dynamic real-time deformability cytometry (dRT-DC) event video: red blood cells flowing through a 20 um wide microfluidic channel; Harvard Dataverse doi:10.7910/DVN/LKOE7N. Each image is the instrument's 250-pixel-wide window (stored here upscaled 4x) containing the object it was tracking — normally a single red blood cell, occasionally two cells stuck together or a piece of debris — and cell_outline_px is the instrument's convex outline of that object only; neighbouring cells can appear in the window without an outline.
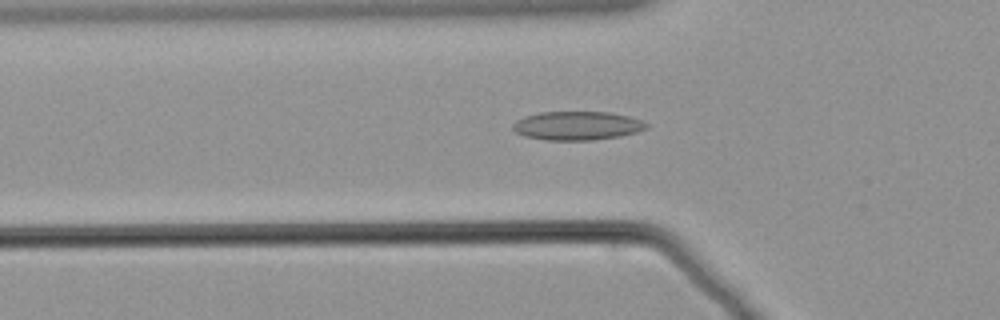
{"species": "common noctule bat (a hibernating species)", "species_latin": "Nyctalus noctula", "temperature_condition": "warm", "stored_images_in_passage": 45, "camera_frame_rate_fps": 3000, "um_per_image_px": 0.085, "animal": {"sex": "male", "body_mass_g": 21.5, "forearm_length_mm": 52.0}, "frame": {"image": 1, "passage_image": 13, "time_ms": 4.0, "image_size_px": [1000, 320], "cell_outline_px": [[648, 128], [636, 132], [620, 136], [592, 140], [544, 140], [524, 136], [516, 132], [512, 128], [512, 124], [516, 120], [524, 116], [540, 112], [608, 112], [628, 116], [640, 120], [648, 124]], "centroid_in_image_um": [49.03, 10.68], "position_along_channel_um": 76.8, "area_um2": 22.37}}
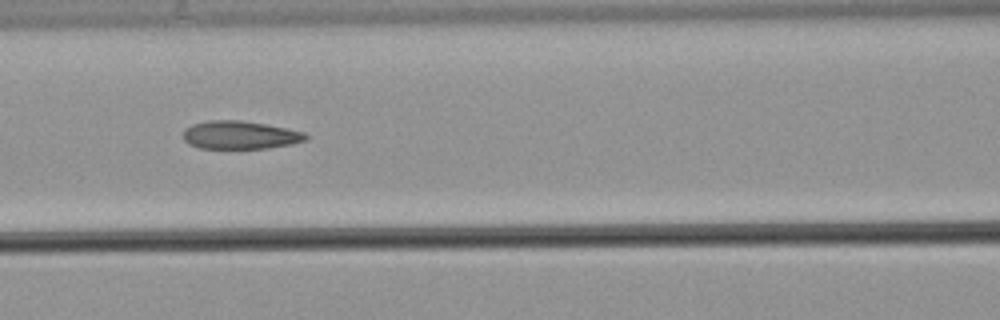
{"frame": {"image": 2, "passage_image": 19, "time_ms": 6.0, "image_size_px": [1000, 320], "cell_outline_px": [[308, 136], [304, 140], [292, 144], [268, 148], [200, 148], [188, 144], [184, 140], [184, 128], [192, 124], [208, 120], [240, 120], [288, 128], [304, 132]], "centroid_in_image_um": [20.38, 11.47], "position_along_channel_um": 146.2, "area_um2": 20.06}}
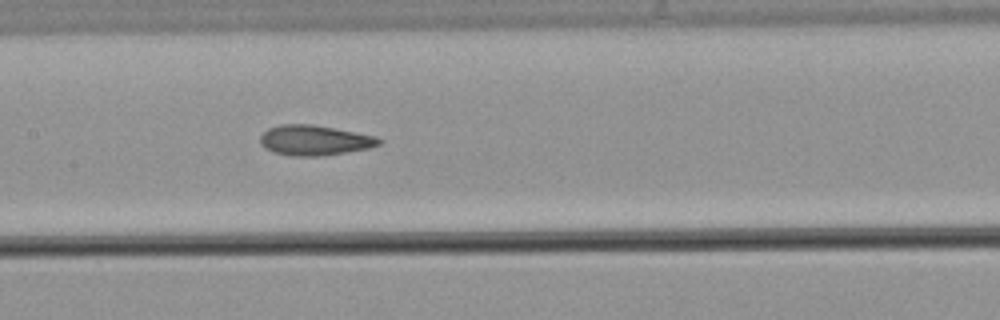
{"frame": {"image": 3, "passage_image": 22, "time_ms": 7.0, "image_size_px": [1000, 320], "cell_outline_px": [[384, 140], [380, 144], [368, 148], [324, 156], [292, 156], [276, 152], [264, 148], [260, 144], [260, 136], [268, 128], [280, 124], [312, 124], [376, 136]], "centroid_in_image_um": [26.73, 11.92], "position_along_channel_um": 180.7, "area_um2": 20.87}}